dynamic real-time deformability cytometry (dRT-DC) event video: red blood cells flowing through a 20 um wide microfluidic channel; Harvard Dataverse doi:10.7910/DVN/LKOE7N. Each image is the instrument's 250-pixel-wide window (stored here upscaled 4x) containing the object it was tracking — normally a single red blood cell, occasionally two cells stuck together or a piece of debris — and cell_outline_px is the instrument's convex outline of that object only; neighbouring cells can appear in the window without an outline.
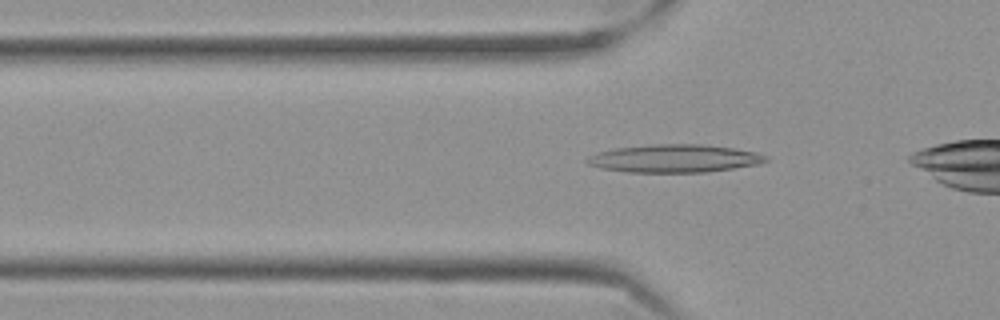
{"species": "Egyptian fruit bat (a non-hibernating species)", "species_latin": "Rousettus aegyptiacus", "temperature_condition": "cold", "stored_images_in_passage": 43, "camera_frame_rate_fps": 3000, "um_per_image_px": 0.085, "frame": {"image": 1, "passage_image": 12, "time_ms": 3.667, "image_size_px": [1000, 320], "cell_outline_px": [[768, 160], [760, 164], [708, 172], [624, 172], [600, 168], [588, 164], [584, 160], [588, 156], [596, 152], [616, 148], [656, 144], [700, 144], [732, 148], [756, 152], [768, 156]], "centroid_in_image_um": [57.31, 13.47], "position_along_channel_um": 68.5, "area_um2": 29.19}}
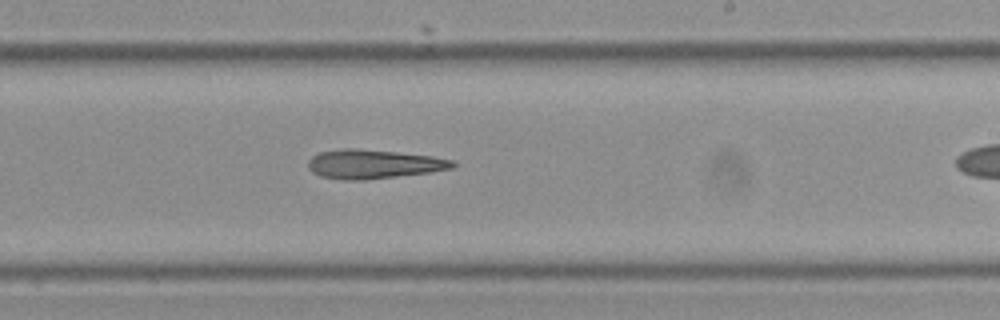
{"frame": {"image": 2, "passage_image": 28, "time_ms": 9.0, "image_size_px": [1000, 320], "cell_outline_px": [[456, 164], [452, 168], [432, 172], [364, 180], [344, 180], [320, 176], [312, 172], [308, 168], [308, 160], [312, 156], [320, 152], [340, 148], [352, 148], [396, 152], [432, 156], [452, 160]], "centroid_in_image_um": [31.71, 13.95], "position_along_channel_um": 257.3, "area_um2": 24.45}}
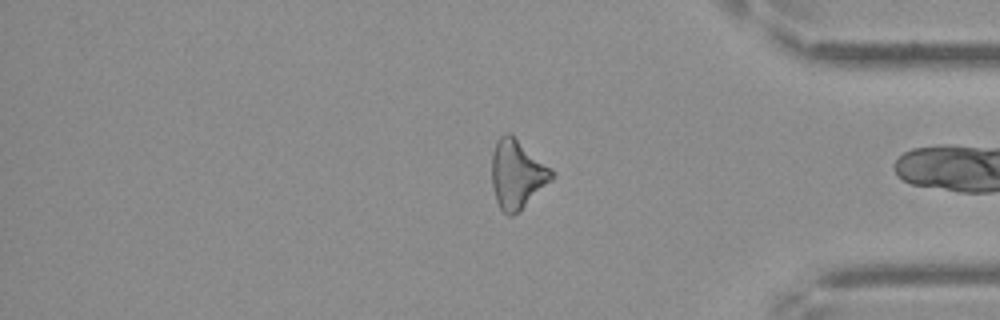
{"frame": {"image": 3, "passage_image": 41, "time_ms": 13.333, "image_size_px": [1000, 320], "cell_outline_px": [[556, 176], [520, 212], [512, 216], [508, 216], [500, 208], [496, 200], [492, 184], [492, 152], [496, 140], [504, 132], [512, 132], [552, 168], [556, 172]], "centroid_in_image_um": [43.98, 14.77], "position_along_channel_um": 391.2, "area_um2": 24.8}, "authors_computed_cell_mechanics": {"area_um2": 24.854, "velocity_mm_per_s": 3.5268, "shape_relaxation_time_tau1_ms": 5.1635, "shape_relaxation_time_tau2_ms": null, "deformation_change_tau1": 0.1467, "deformation_change_tau2": null}}